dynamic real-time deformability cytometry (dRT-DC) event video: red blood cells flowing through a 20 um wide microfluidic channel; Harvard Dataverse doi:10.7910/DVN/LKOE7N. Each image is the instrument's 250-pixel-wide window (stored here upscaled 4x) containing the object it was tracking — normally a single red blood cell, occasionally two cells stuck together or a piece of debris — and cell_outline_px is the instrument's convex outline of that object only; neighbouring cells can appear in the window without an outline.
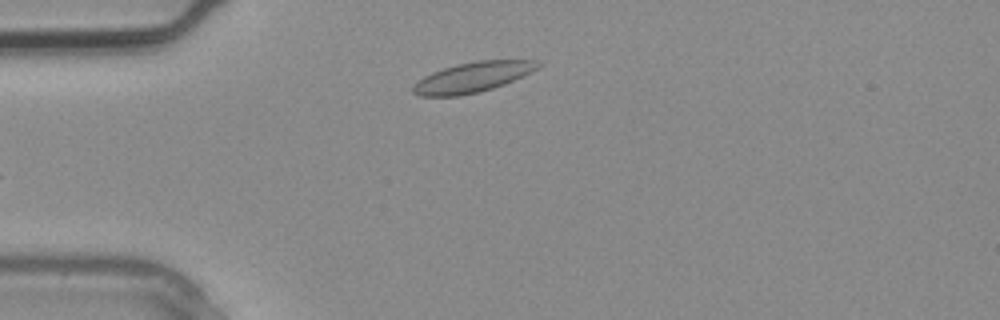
{"species": "common noctule bat (a hibernating species)", "species_latin": "Nyctalus noctula", "temperature_condition": "warm", "stored_images_in_passage": 1, "camera_frame_rate_fps": 3000, "um_per_image_px": 0.085, "animal": {"sex": "male", "body_mass_g": 20.4}, "frame": {"image": 1, "passage_image": 1, "time_ms": 0.0, "image_size_px": [1000, 320], "cell_outline_px": [[544, 64], [532, 72], [504, 84], [480, 92], [460, 96], [420, 96], [412, 92], [412, 84], [424, 76], [432, 72], [456, 64], [476, 60], [536, 60]], "centroid_in_image_um": [40.17, 6.56], "position_along_channel_um": 44.8, "area_um2": 22.14}}